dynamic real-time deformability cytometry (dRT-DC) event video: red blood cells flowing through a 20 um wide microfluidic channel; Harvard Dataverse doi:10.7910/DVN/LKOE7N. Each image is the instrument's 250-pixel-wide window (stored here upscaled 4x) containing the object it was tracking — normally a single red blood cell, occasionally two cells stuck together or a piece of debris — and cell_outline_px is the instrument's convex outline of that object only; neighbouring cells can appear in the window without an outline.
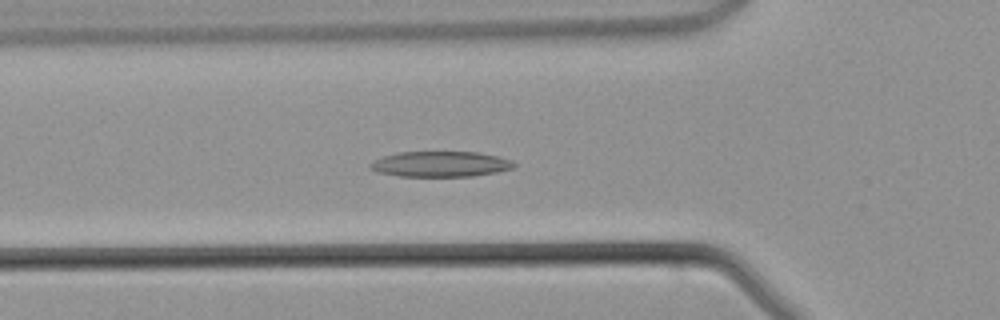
{"species": "common noctule bat (a hibernating species)", "species_latin": "Nyctalus noctula", "temperature_condition": "warm", "stored_images_in_passage": 45, "camera_frame_rate_fps": 3000, "um_per_image_px": 0.085, "animal": {"sex": "male", "body_mass_g": 21.5, "forearm_length_mm": 52.0}, "frame": {"image": 1, "passage_image": 15, "time_ms": 4.667, "image_size_px": [1000, 320], "cell_outline_px": [[516, 168], [496, 172], [472, 176], [400, 176], [376, 172], [368, 168], [368, 164], [384, 156], [400, 152], [480, 152], [512, 160], [516, 164]], "centroid_in_image_um": [37.45, 13.95], "position_along_channel_um": 88.3, "area_um2": 21.39}}
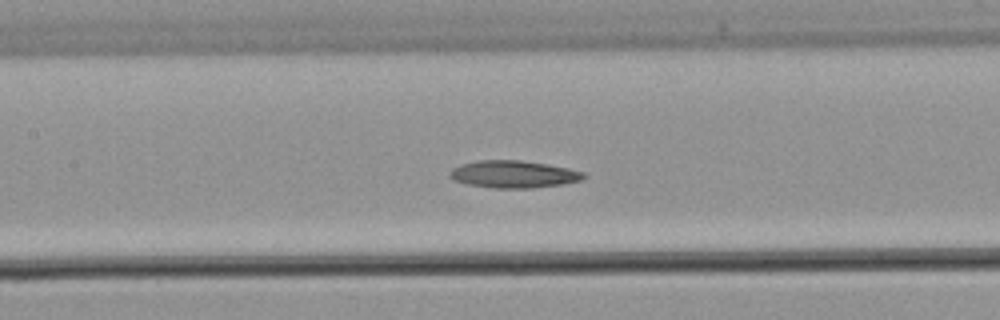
{"frame": {"image": 2, "passage_image": 20, "time_ms": 6.333, "image_size_px": [1000, 320], "cell_outline_px": [[588, 176], [580, 180], [560, 184], [532, 188], [492, 188], [468, 184], [452, 180], [448, 176], [452, 168], [460, 164], [476, 160], [520, 160], [548, 164], [568, 168], [584, 172]], "centroid_in_image_um": [43.62, 14.8], "position_along_channel_um": 163.8, "area_um2": 21.39}}
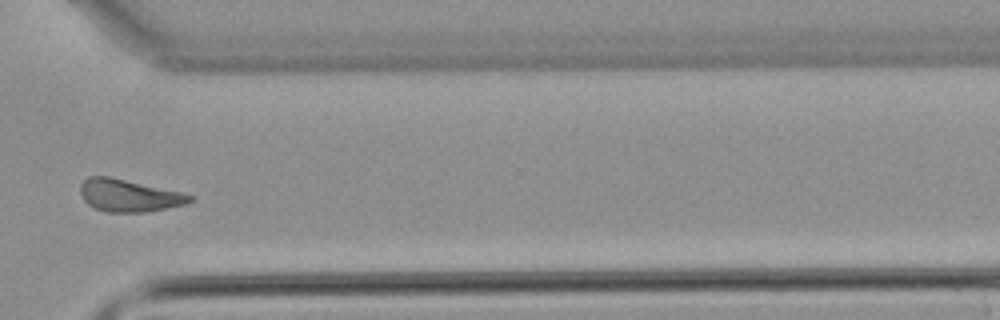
{"frame": {"image": 3, "passage_image": 33, "time_ms": 10.667, "image_size_px": [1000, 320], "cell_outline_px": [[196, 200], [188, 204], [148, 212], [104, 212], [92, 208], [84, 200], [80, 192], [80, 184], [88, 176], [108, 176], [180, 192], [196, 196]], "centroid_in_image_um": [10.98, 16.64], "position_along_channel_um": 359.6, "area_um2": 20.87}}